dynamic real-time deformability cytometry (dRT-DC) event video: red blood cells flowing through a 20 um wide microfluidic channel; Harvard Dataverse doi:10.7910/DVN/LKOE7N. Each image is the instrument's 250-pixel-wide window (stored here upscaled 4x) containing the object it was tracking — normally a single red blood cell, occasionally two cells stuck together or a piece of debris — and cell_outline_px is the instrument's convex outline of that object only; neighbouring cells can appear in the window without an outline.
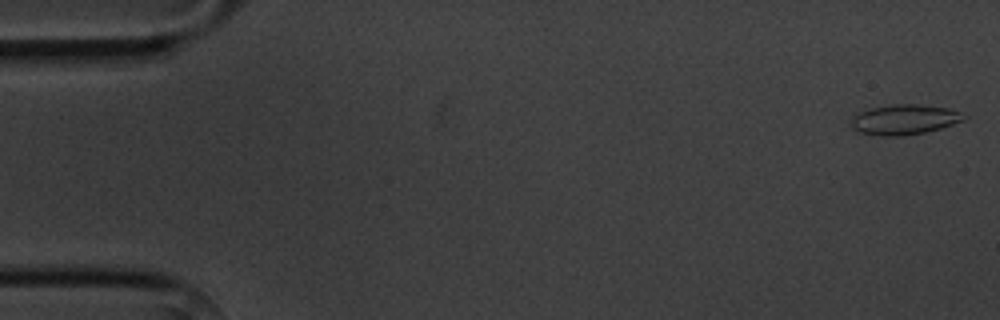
{"species": "common noctule bat (a hibernating species)", "species_latin": "Nyctalus noctula", "temperature_condition": "cold", "stored_images_in_passage": 3, "camera_frame_rate_fps": 3000, "um_per_image_px": 0.085, "animal": {"sex": "male", "body_mass_g": 20.1, "forearm_length_mm": 53.5}, "frame": {"image": 1, "passage_image": 1, "time_ms": 0.0, "image_size_px": [1000, 320], "cell_outline_px": [[968, 116], [964, 120], [940, 128], [924, 132], [904, 136], [880, 136], [856, 132], [852, 128], [852, 116], [860, 112], [872, 108], [892, 104], [920, 104], [948, 108], [960, 112]], "centroid_in_image_um": [76.86, 10.16], "position_along_channel_um": 8.1, "area_um2": 19.83}}